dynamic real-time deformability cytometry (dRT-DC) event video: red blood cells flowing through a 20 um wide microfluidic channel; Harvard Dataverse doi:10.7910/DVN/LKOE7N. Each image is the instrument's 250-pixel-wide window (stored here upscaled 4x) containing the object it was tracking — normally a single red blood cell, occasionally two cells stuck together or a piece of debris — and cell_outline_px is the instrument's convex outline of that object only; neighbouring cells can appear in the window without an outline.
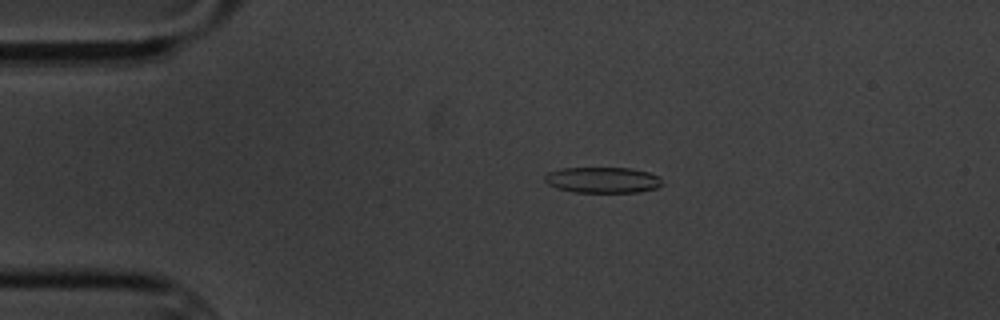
{"species": "common noctule bat (a hibernating species)", "species_latin": "Nyctalus noctula", "temperature_condition": "cold", "stored_images_in_passage": 7, "camera_frame_rate_fps": 3000, "um_per_image_px": 0.085, "animal": {"sex": "male", "body_mass_g": 20.1, "forearm_length_mm": 53.5}, "frame": {"image": 1, "passage_image": 2, "time_ms": 2.0, "image_size_px": [1000, 320], "cell_outline_px": [[660, 184], [656, 188], [640, 192], [576, 192], [556, 188], [548, 184], [544, 180], [544, 176], [548, 172], [560, 168], [632, 168], [648, 172], [660, 176]], "centroid_in_image_um": [51.2, 15.29], "position_along_channel_um": 33.8, "area_um2": 17.69}}
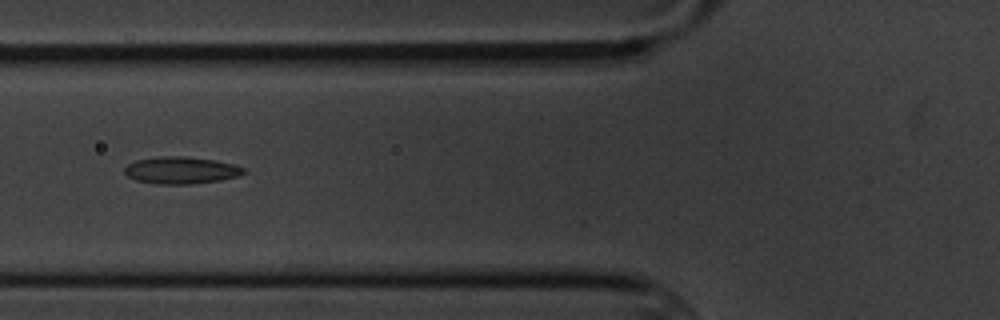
{"frame": {"image": 2, "passage_image": 5, "time_ms": 5.333, "image_size_px": [1000, 320], "cell_outline_px": [[244, 172], [236, 176], [220, 180], [192, 184], [156, 184], [136, 180], [128, 176], [124, 172], [124, 168], [128, 164], [136, 160], [160, 156], [184, 156], [216, 160], [232, 164], [244, 168]], "centroid_in_image_um": [15.35, 14.47], "position_along_channel_um": 110.5, "area_um2": 18.67}}
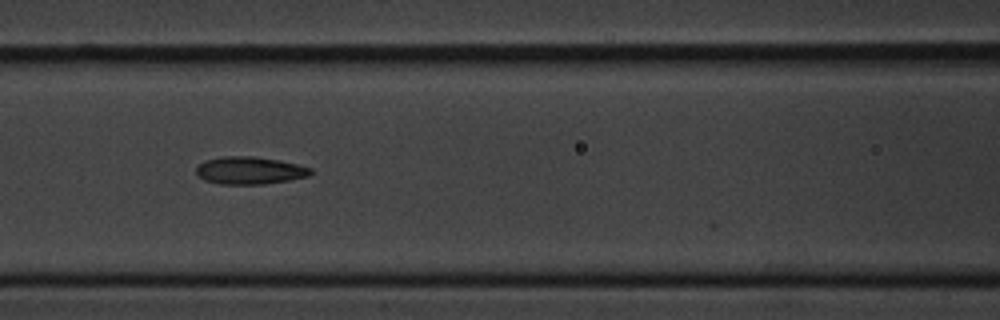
{"frame": {"image": 3, "passage_image": 6, "time_ms": 6.333, "image_size_px": [1000, 320], "cell_outline_px": [[312, 172], [308, 176], [288, 180], [264, 184], [220, 184], [204, 180], [196, 172], [196, 168], [204, 160], [224, 156], [256, 156], [280, 160], [312, 168]], "centroid_in_image_um": [21.22, 14.48], "position_along_channel_um": 145.4, "area_um2": 18.32}}